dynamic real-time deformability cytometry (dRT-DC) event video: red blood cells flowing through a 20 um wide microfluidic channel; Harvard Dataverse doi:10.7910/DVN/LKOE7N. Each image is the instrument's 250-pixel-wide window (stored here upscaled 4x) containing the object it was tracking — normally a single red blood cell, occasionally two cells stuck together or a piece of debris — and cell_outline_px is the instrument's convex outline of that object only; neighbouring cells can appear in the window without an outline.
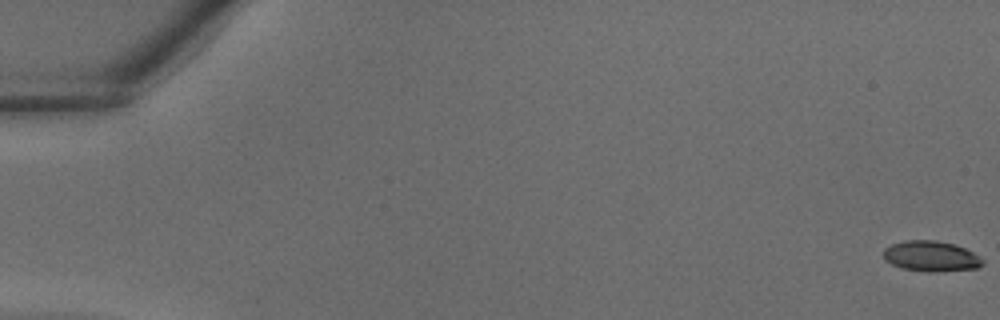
{"species": "common noctule bat (a hibernating species)", "species_latin": "Nyctalus noctula", "temperature_condition": "warm", "stored_images_in_passage": 39, "camera_frame_rate_fps": 3000, "um_per_image_px": 0.085, "animal": {"sex": "male", "body_mass_g": 18.8}, "frame": {"image": 1, "passage_image": 1, "time_ms": 0.0, "image_size_px": [1000, 320], "cell_outline_px": [[984, 264], [976, 268], [936, 272], [928, 272], [904, 268], [892, 264], [884, 260], [884, 248], [892, 244], [904, 240], [936, 240], [952, 244], [964, 248], [972, 252], [984, 260]], "centroid_in_image_um": [79.13, 21.78], "position_along_channel_um": 5.9, "area_um2": 17.51}}
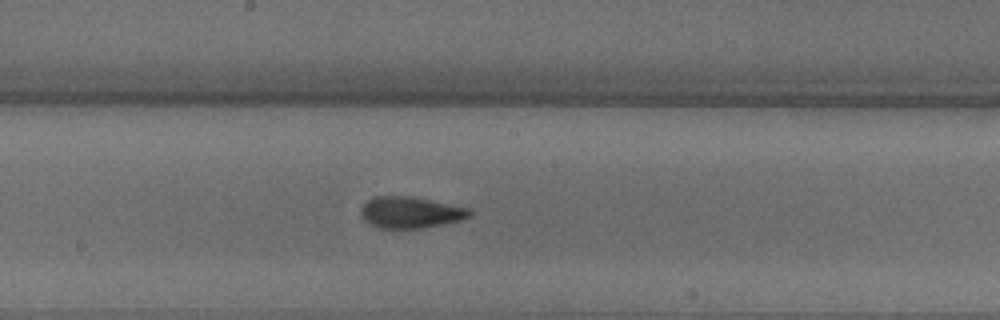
{"frame": {"image": 2, "passage_image": 22, "time_ms": 7.0, "image_size_px": [1000, 320], "cell_outline_px": [[472, 216], [460, 220], [444, 224], [424, 228], [376, 228], [368, 224], [364, 220], [360, 212], [360, 208], [372, 196], [408, 196], [472, 208]], "centroid_in_image_um": [34.89, 18.06], "position_along_channel_um": 213.3, "area_um2": 20.11}}
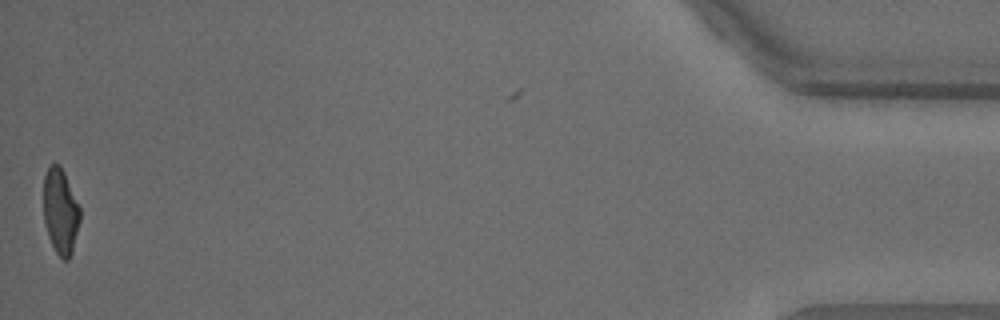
{"frame": {"image": 3, "passage_image": 39, "time_ms": 12.667, "image_size_px": [1000, 320], "cell_outline_px": [[80, 220], [72, 252], [68, 260], [64, 260], [56, 252], [48, 236], [44, 220], [44, 176], [48, 168], [52, 164], [60, 164], [64, 172], [80, 208]], "centroid_in_image_um": [5.14, 17.96], "position_along_channel_um": 430.1, "area_um2": 17.98}}